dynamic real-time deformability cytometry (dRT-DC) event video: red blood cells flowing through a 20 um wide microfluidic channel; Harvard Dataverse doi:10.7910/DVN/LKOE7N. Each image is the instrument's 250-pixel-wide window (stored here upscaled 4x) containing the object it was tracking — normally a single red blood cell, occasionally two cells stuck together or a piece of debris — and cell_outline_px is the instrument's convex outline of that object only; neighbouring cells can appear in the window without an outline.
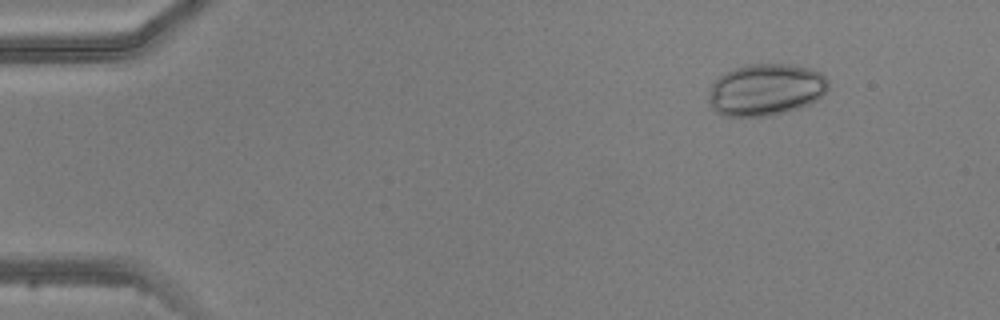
{"species": "common noctule bat (a hibernating species)", "species_latin": "Nyctalus noctula", "temperature_condition": "warm", "stored_images_in_passage": 3, "camera_frame_rate_fps": 3000, "um_per_image_px": 0.085, "animal": {"sex": "male", "body_mass_g": 20.5, "forearm_length_mm": 52.5}, "frame": {"image": 1, "passage_image": 2, "time_ms": 1.0, "image_size_px": [1000, 320], "cell_outline_px": [[828, 88], [816, 100], [800, 108], [772, 116], [724, 116], [716, 112], [712, 108], [708, 100], [708, 96], [712, 84], [724, 72], [744, 64], [792, 64], [808, 68], [820, 72], [828, 80]], "centroid_in_image_um": [65.07, 7.62], "position_along_channel_um": 19.9, "area_um2": 36.36}}